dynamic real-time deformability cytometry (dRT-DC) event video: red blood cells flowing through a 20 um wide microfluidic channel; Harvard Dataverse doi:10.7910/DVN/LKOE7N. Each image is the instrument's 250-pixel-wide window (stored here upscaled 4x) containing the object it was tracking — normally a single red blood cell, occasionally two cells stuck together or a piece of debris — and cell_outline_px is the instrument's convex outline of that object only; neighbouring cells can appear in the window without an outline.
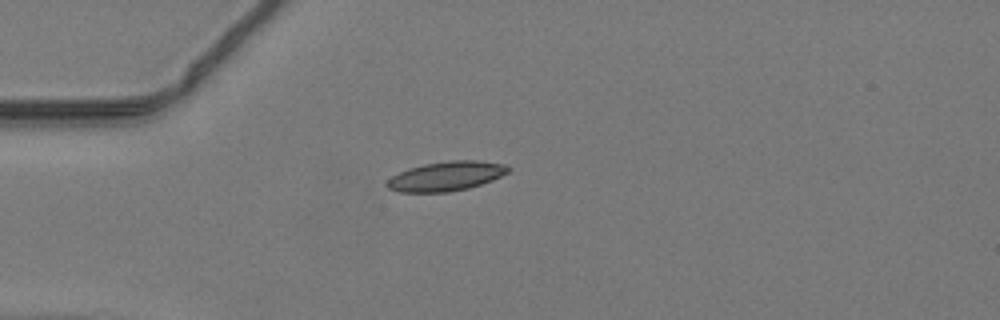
{"species": "common noctule bat (a hibernating species)", "species_latin": "Nyctalus noctula", "temperature_condition": "warm", "stored_images_in_passage": 36, "camera_frame_rate_fps": 3000, "um_per_image_px": 0.085, "animal": {"sex": "male", "body_mass_g": 19.2, "forearm_length_mm": 51.8}, "frame": {"image": 1, "passage_image": 1, "time_ms": 0.0, "image_size_px": [1000, 320], "cell_outline_px": [[512, 168], [508, 172], [492, 180], [468, 188], [448, 192], [400, 192], [388, 188], [384, 184], [392, 176], [408, 168], [424, 164], [452, 160], [476, 160], [504, 164]], "centroid_in_image_um": [37.91, 14.97], "position_along_channel_um": 47.1, "area_um2": 20.69}}
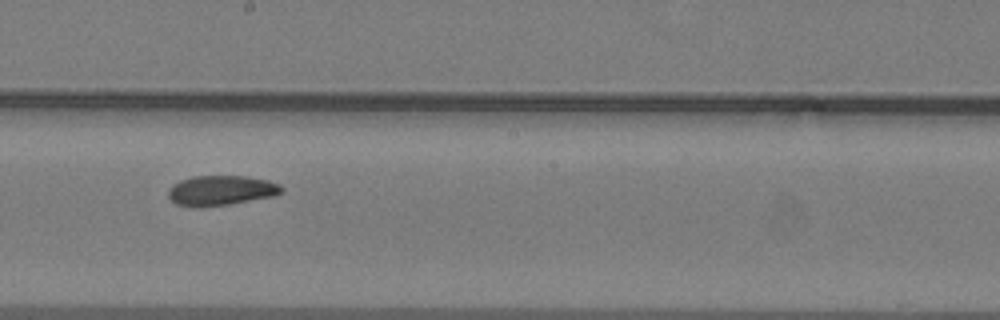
{"frame": {"image": 2, "passage_image": 15, "time_ms": 4.667, "image_size_px": [1000, 320], "cell_outline_px": [[284, 188], [276, 196], [228, 204], [200, 208], [192, 208], [176, 204], [168, 196], [168, 188], [180, 180], [192, 176], [244, 176], [268, 180], [280, 184]], "centroid_in_image_um": [18.77, 16.2], "position_along_channel_um": 229.4, "area_um2": 20.0}}
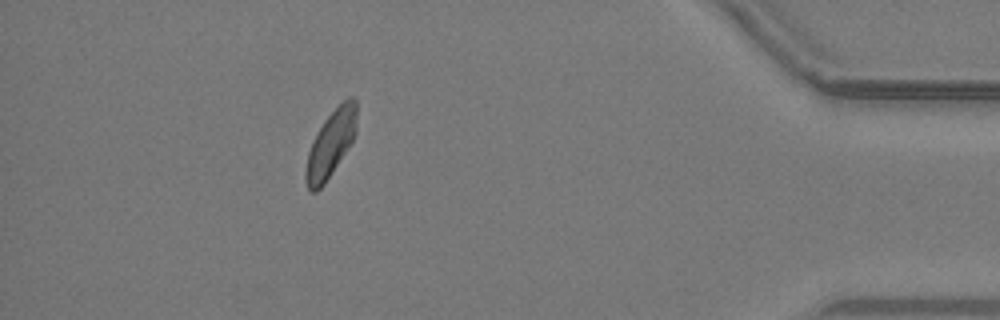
{"frame": {"image": 3, "passage_image": 31, "time_ms": 10.0, "image_size_px": [1000, 320], "cell_outline_px": [[356, 132], [352, 140], [324, 184], [316, 192], [312, 192], [308, 188], [304, 180], [304, 172], [308, 152], [312, 140], [316, 132], [324, 120], [348, 96], [352, 96], [356, 100]], "centroid_in_image_um": [28.08, 12.23], "position_along_channel_um": 407.1, "area_um2": 19.48}}